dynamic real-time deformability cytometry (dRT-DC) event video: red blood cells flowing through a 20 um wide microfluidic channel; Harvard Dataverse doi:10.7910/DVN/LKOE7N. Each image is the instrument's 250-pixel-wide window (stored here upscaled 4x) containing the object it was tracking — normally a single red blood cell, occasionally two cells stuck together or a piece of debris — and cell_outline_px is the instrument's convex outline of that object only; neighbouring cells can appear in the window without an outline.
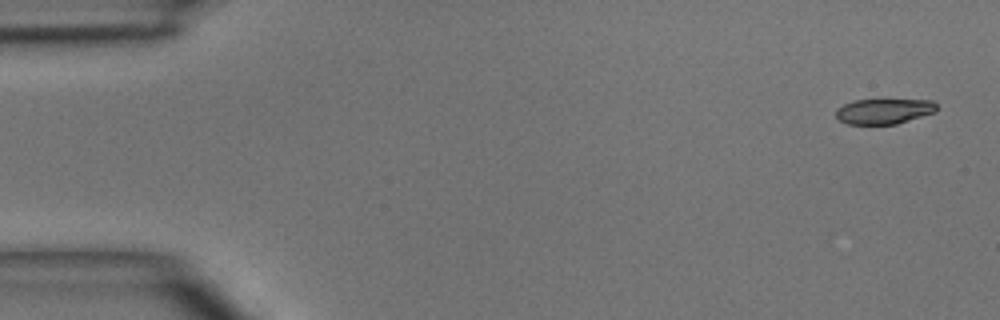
{"species": "common noctule bat (a hibernating species)", "species_latin": "Nyctalus noctula", "temperature_condition": "room temperature", "stored_images_in_passage": 4, "camera_frame_rate_fps": 3000, "um_per_image_px": 0.085, "animal": {"sex": "male", "body_mass_g": 15.6}, "frame": {"image": 1, "passage_image": 1, "time_ms": 0.0, "image_size_px": [1000, 320], "cell_outline_px": [[936, 112], [896, 124], [848, 124], [840, 120], [836, 116], [836, 108], [844, 104], [856, 100], [932, 100], [936, 104]], "centroid_in_image_um": [75.14, 9.46], "position_along_channel_um": 9.9, "area_um2": 14.74}}
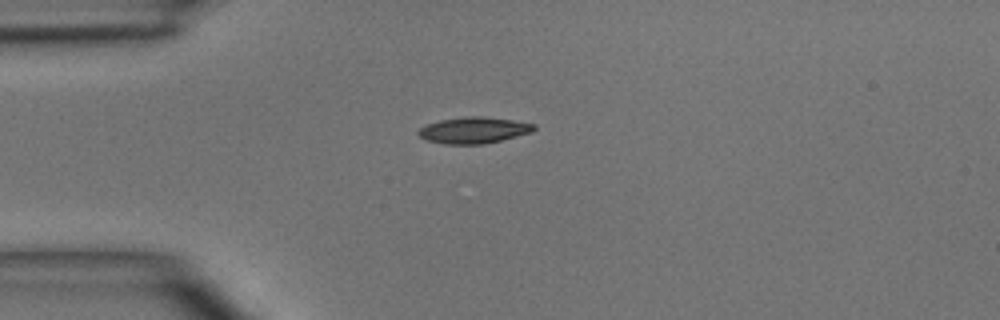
{"frame": {"image": 2, "passage_image": 4, "time_ms": 3.333, "image_size_px": [1000, 320], "cell_outline_px": [[536, 128], [532, 132], [484, 144], [444, 144], [424, 140], [416, 132], [420, 128], [428, 124], [440, 120], [468, 116], [480, 116], [512, 120], [536, 124]], "centroid_in_image_um": [40.25, 11.07], "position_along_channel_um": 44.8, "area_um2": 17.63}}